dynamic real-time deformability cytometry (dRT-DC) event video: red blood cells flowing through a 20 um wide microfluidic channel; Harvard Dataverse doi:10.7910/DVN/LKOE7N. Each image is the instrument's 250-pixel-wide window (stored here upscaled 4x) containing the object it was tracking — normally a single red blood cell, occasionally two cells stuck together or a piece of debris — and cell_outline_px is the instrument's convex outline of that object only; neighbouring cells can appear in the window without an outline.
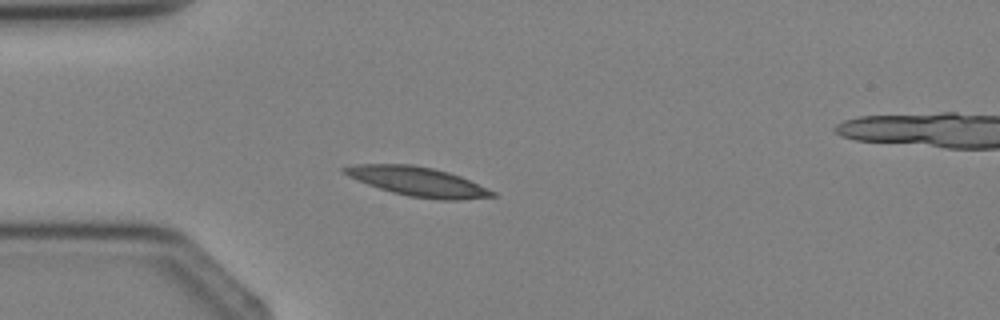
{"species": "Egyptian fruit bat (a non-hibernating species)", "species_latin": "Rousettus aegyptiacus", "temperature_condition": "cold", "stored_images_in_passage": 2, "camera_frame_rate_fps": 3000, "um_per_image_px": 0.085, "animal": {"sex": "female"}, "frame": {"image": 1, "passage_image": 2, "time_ms": 1.333, "image_size_px": [1000, 320], "cell_outline_px": [[496, 196], [460, 200], [440, 200], [408, 196], [392, 192], [368, 184], [348, 176], [340, 172], [340, 168], [356, 164], [412, 164], [432, 168], [448, 172], [460, 176], [496, 192]], "centroid_in_image_um": [35.49, 15.43], "position_along_channel_um": 49.5, "area_um2": 25.14}}